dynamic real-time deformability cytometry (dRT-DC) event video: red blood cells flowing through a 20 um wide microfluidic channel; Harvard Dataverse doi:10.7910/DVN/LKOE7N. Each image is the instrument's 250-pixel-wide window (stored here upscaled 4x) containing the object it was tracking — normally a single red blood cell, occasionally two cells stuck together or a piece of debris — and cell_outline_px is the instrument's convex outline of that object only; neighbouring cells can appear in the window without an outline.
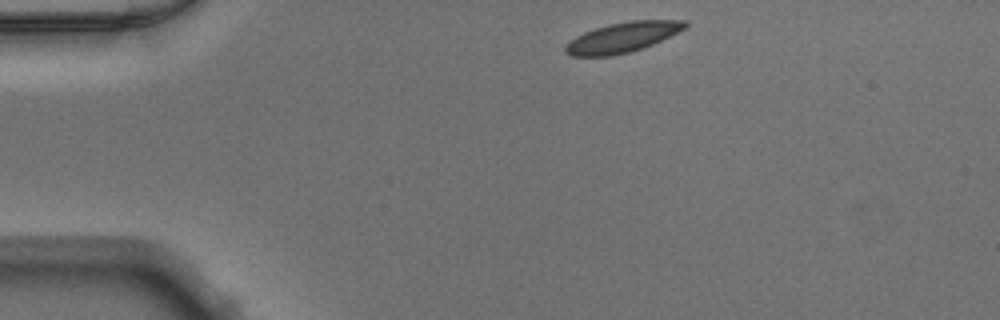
{"species": "Egyptian fruit bat (a non-hibernating species)", "species_latin": "Rousettus aegyptiacus", "temperature_condition": "warm", "stored_images_in_passage": 41, "camera_frame_rate_fps": 3000, "um_per_image_px": 0.085, "animal": {"sex": "male"}, "frame": {"image": 1, "passage_image": 1, "time_ms": 0.0, "image_size_px": [1000, 320], "cell_outline_px": [[688, 24], [684, 28], [652, 44], [628, 52], [612, 56], [572, 56], [564, 52], [564, 44], [568, 40], [584, 32], [608, 24], [628, 20], [688, 20]], "centroid_in_image_um": [52.84, 3.17], "position_along_channel_um": 32.2, "area_um2": 20.87}}
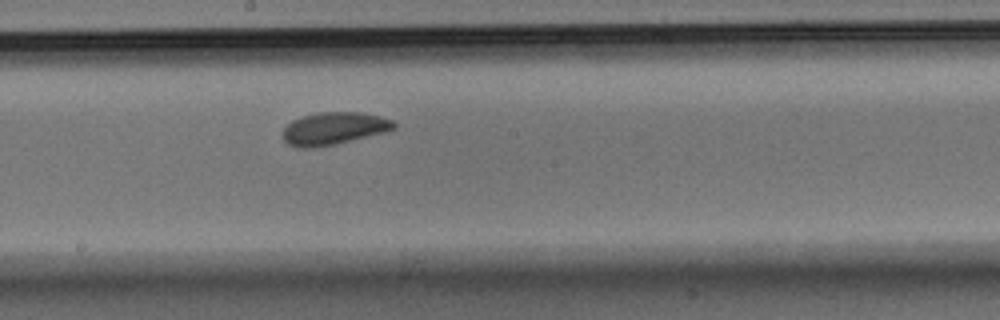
{"frame": {"image": 2, "passage_image": 19, "time_ms": 6.0, "image_size_px": [1000, 320], "cell_outline_px": [[396, 128], [332, 144], [312, 148], [300, 148], [288, 144], [284, 140], [280, 132], [292, 120], [300, 116], [316, 112], [360, 112], [380, 116], [392, 120], [396, 124]], "centroid_in_image_um": [28.28, 10.89], "position_along_channel_um": 219.9, "area_um2": 20.75}}
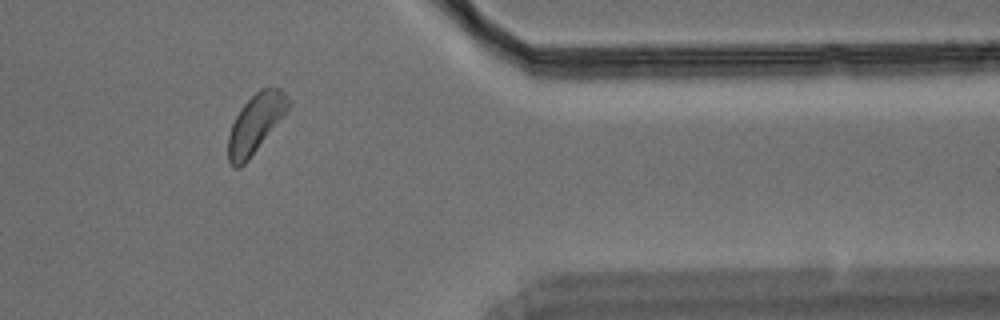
{"frame": {"image": 3, "passage_image": 33, "time_ms": 10.667, "image_size_px": [1000, 320], "cell_outline_px": [[292, 104], [248, 160], [240, 168], [232, 168], [228, 160], [228, 136], [232, 124], [240, 108], [260, 88], [268, 84], [272, 84], [280, 88], [292, 100]], "centroid_in_image_um": [21.74, 10.44], "position_along_channel_um": 389.7, "area_um2": 20.75}}